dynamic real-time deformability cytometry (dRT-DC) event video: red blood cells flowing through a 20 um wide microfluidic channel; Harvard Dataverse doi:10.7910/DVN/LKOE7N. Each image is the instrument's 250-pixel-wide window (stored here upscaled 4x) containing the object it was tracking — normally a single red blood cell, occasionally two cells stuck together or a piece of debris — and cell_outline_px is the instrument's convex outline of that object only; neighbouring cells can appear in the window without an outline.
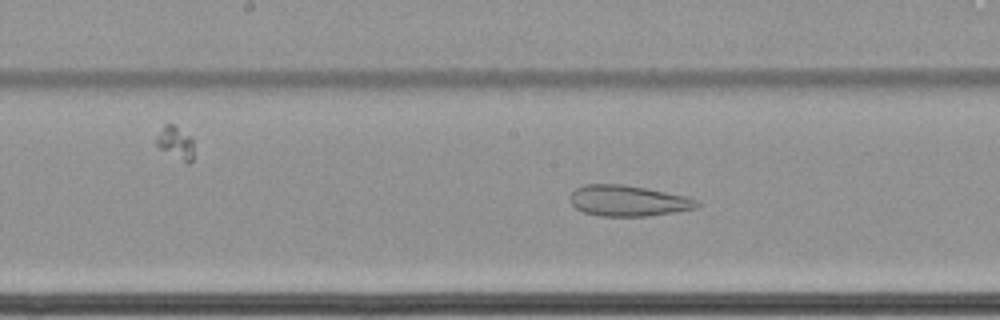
{"species": "common noctule bat (a hibernating species)", "species_latin": "Nyctalus noctula", "temperature_condition": "cold", "stored_images_in_passage": 47, "camera_frame_rate_fps": 3000, "um_per_image_px": 0.085, "animal": {"sex": "female", "body_mass_g": 22.7, "forearm_length_mm": 54.2}, "frame": {"image": 1, "passage_image": 19, "time_ms": 6.0, "image_size_px": [1000, 320], "cell_outline_px": [[704, 204], [700, 208], [676, 212], [648, 216], [600, 216], [584, 212], [576, 208], [572, 204], [572, 192], [576, 188], [584, 184], [624, 184], [684, 196], [696, 200]], "centroid_in_image_um": [53.44, 17.07], "position_along_channel_um": 194.8, "area_um2": 22.77}}
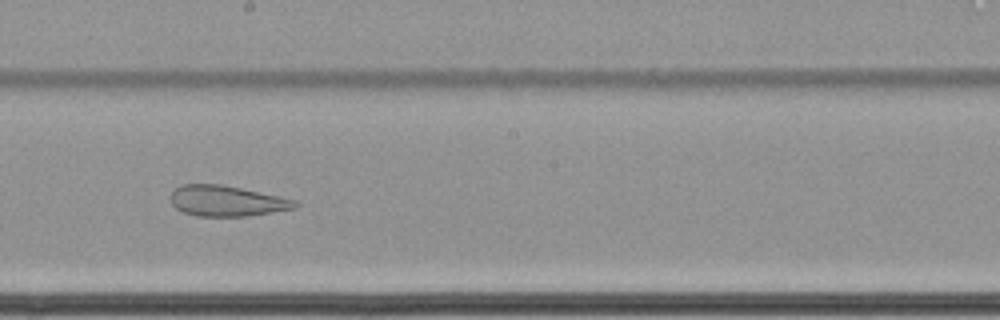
{"frame": {"image": 2, "passage_image": 22, "time_ms": 7.0, "image_size_px": [1000, 320], "cell_outline_px": [[300, 204], [296, 208], [248, 216], [196, 216], [184, 212], [176, 208], [168, 200], [172, 192], [180, 184], [220, 184], [240, 188], [296, 200]], "centroid_in_image_um": [19.24, 17.08], "position_along_channel_um": 229.0, "area_um2": 22.2}}
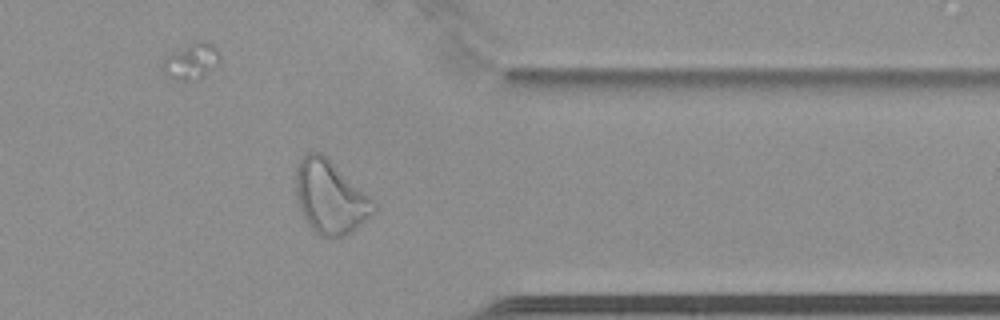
{"frame": {"image": 3, "passage_image": 36, "time_ms": 11.667, "image_size_px": [1000, 320], "cell_outline_px": [[376, 208], [352, 232], [344, 236], [328, 240], [320, 236], [308, 224], [300, 212], [296, 196], [296, 168], [300, 160], [308, 152], [320, 152], [368, 196], [372, 200]], "centroid_in_image_um": [28.01, 16.81], "position_along_channel_um": 383.4, "area_um2": 32.48}, "authors_computed_cell_mechanics": {"area_um2": 29.3046, "velocity_mm_per_s": 3.4299, "shape_relaxation_time_tau1_ms": null, "shape_relaxation_time_tau2_ms": 1.9934, "deformation_change_tau1": null, "deformation_change_tau2": 0.0957}}